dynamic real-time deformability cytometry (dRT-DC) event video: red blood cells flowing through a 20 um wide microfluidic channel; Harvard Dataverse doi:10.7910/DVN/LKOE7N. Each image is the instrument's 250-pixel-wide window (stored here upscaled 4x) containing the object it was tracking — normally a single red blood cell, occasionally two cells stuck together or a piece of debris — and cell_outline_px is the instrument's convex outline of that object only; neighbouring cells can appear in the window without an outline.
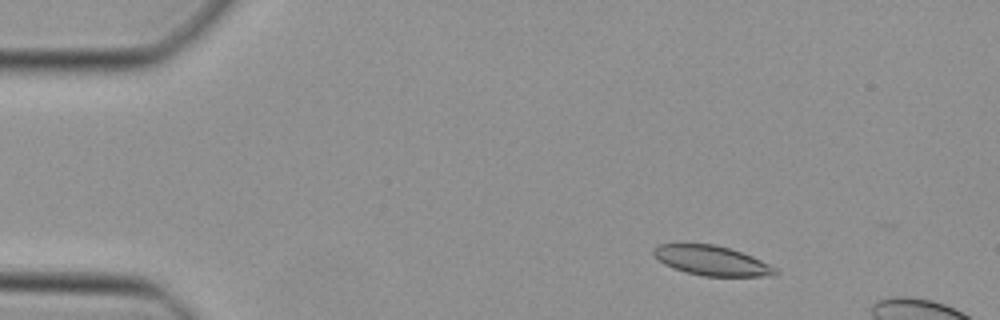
{"species": "Egyptian fruit bat (a non-hibernating species)", "species_latin": "Rousettus aegyptiacus", "temperature_condition": "cold", "stored_images_in_passage": 43, "camera_frame_rate_fps": 3000, "um_per_image_px": 0.085, "animal": {"sex": "female"}, "frame": {"image": 1, "passage_image": 6, "time_ms": 1.667, "image_size_px": [1000, 320], "cell_outline_px": [[780, 272], [776, 276], [704, 276], [684, 272], [672, 268], [664, 264], [652, 252], [652, 248], [660, 244], [716, 244], [752, 256], [776, 268]], "centroid_in_image_um": [60.51, 22.16], "position_along_channel_um": 24.5, "area_um2": 21.04}}
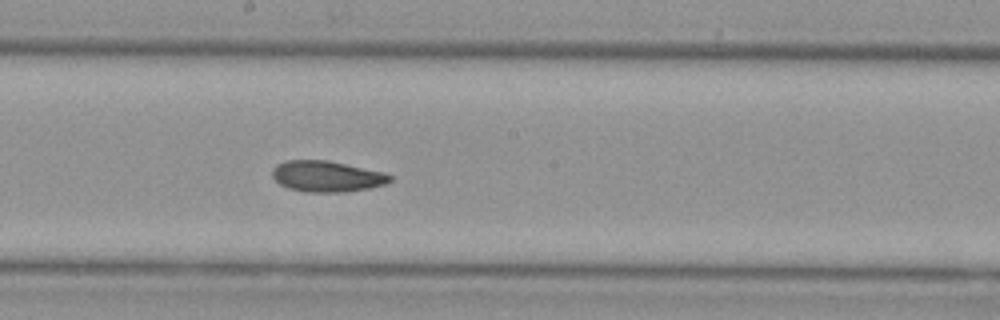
{"frame": {"image": 2, "passage_image": 25, "time_ms": 8.0, "image_size_px": [1000, 320], "cell_outline_px": [[392, 180], [384, 184], [368, 188], [344, 192], [308, 192], [288, 188], [280, 184], [272, 176], [272, 168], [276, 164], [288, 160], [328, 160], [384, 172], [392, 176]], "centroid_in_image_um": [27.76, 14.98], "position_along_channel_um": 220.4, "area_um2": 21.21}}
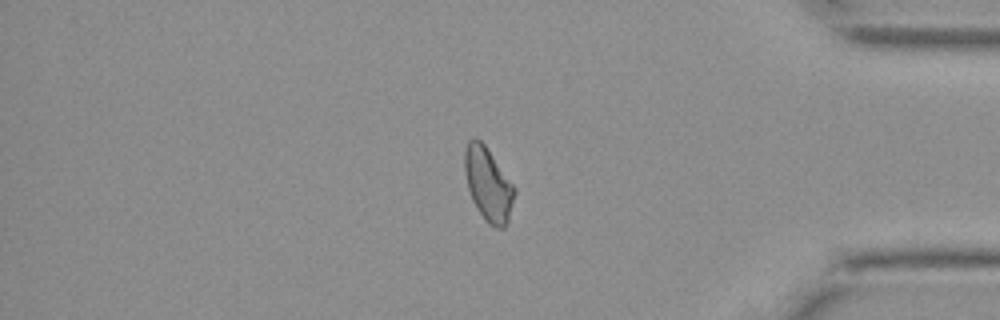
{"frame": {"image": 3, "passage_image": 39, "time_ms": 12.667, "image_size_px": [1000, 320], "cell_outline_px": [[516, 192], [508, 220], [504, 228], [496, 228], [488, 224], [476, 208], [472, 200], [468, 188], [464, 172], [464, 152], [468, 140], [472, 136], [476, 136], [484, 144], [516, 188]], "centroid_in_image_um": [41.48, 15.65], "position_along_channel_um": 393.7, "area_um2": 21.44}}